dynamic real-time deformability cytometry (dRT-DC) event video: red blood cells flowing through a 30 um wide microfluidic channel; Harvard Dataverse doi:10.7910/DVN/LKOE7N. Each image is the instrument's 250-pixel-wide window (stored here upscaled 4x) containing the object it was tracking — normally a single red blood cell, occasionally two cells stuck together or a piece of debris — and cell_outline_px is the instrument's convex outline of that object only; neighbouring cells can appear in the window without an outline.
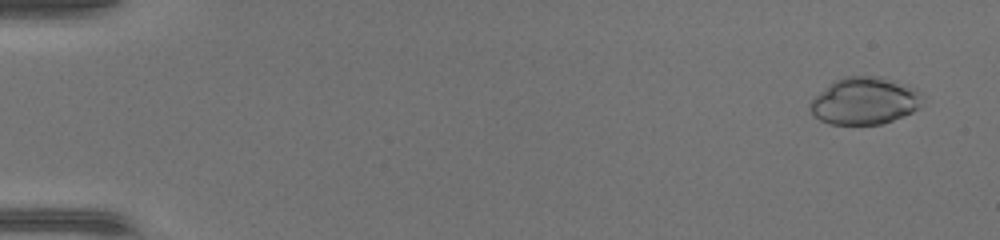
{"species": "common noctule bat (a hibernating species)", "species_latin": "Nyctalus noctula", "temperature_condition": "warm", "stored_images_in_passage": 49, "camera_frame_rate_fps": 3000, "um_per_image_px": 0.085, "animal": {"sex": "female", "body_mass_g": 17.0, "forearm_length_mm": 48.0}, "frame": {"image": 1, "passage_image": 3, "time_ms": 0.667, "image_size_px": [1000, 240], "cell_outline_px": [[924, 104], [920, 108], [912, 112], [892, 120], [880, 124], [828, 124], [812, 116], [808, 108], [808, 104], [832, 80], [844, 76], [880, 76], [896, 80], [908, 84], [916, 88], [924, 96]], "centroid_in_image_um": [73.51, 8.56], "position_along_channel_um": 11.5, "area_um2": 31.56}}
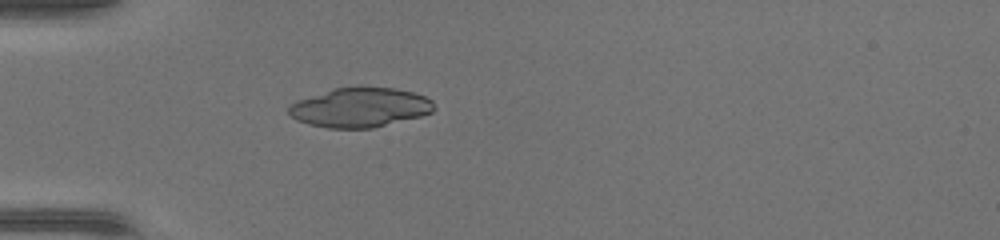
{"frame": {"image": 2, "passage_image": 16, "time_ms": 5.0, "image_size_px": [1000, 240], "cell_outline_px": [[436, 108], [432, 112], [420, 116], [372, 128], [328, 128], [308, 124], [296, 120], [288, 112], [288, 104], [296, 100], [336, 88], [360, 84], [396, 88], [412, 92], [424, 96], [432, 100]], "centroid_in_image_um": [30.59, 9.1], "position_along_channel_um": 54.4, "area_um2": 33.99}}
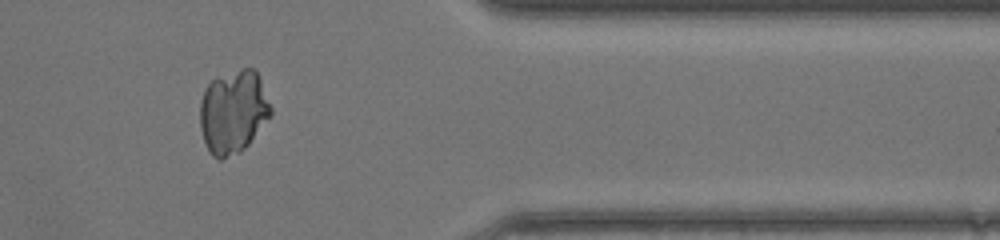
{"frame": {"image": 3, "passage_image": 41, "time_ms": 13.333, "image_size_px": [1000, 240], "cell_outline_px": [[272, 116], [248, 144], [240, 152], [220, 160], [216, 160], [212, 156], [204, 140], [200, 128], [200, 104], [204, 88], [212, 80], [244, 68], [256, 68], [272, 108]], "centroid_in_image_um": [19.84, 9.52], "position_along_channel_um": 391.6, "area_um2": 34.45}}